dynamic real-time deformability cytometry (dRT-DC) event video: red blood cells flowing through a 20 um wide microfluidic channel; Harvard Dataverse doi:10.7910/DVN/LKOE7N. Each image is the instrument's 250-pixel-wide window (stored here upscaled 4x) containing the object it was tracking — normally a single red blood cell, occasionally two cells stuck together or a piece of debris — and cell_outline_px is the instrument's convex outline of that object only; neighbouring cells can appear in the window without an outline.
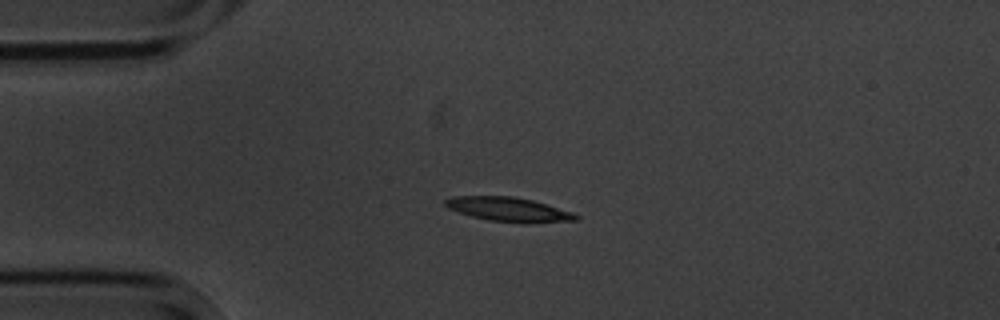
{"species": "common noctule bat (a hibernating species)", "species_latin": "Nyctalus noctula", "temperature_condition": "cold", "stored_images_in_passage": 6, "camera_frame_rate_fps": 3000, "um_per_image_px": 0.085, "animal": {"sex": "male", "body_mass_g": 20.1, "forearm_length_mm": 53.5}, "frame": {"image": 1, "passage_image": 3, "time_ms": 3.333, "image_size_px": [1000, 320], "cell_outline_px": [[580, 220], [488, 220], [472, 216], [448, 208], [444, 204], [444, 200], [452, 196], [512, 196], [532, 200], [572, 212], [580, 216]], "centroid_in_image_um": [43.12, 17.73], "position_along_channel_um": 41.9, "area_um2": 17.22}}
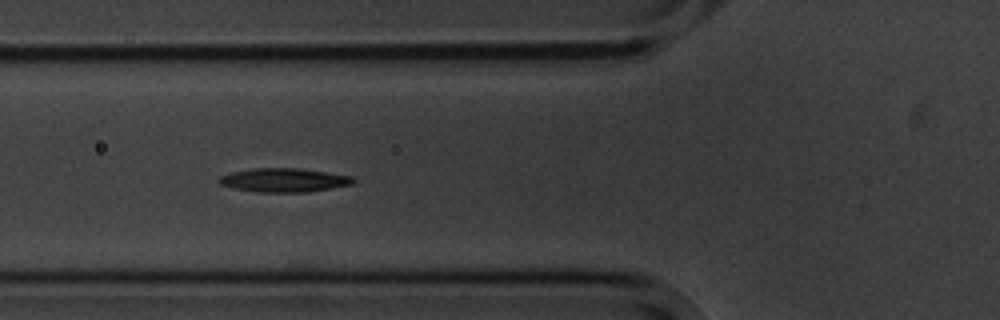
{"frame": {"image": 2, "passage_image": 5, "time_ms": 5.667, "image_size_px": [1000, 320], "cell_outline_px": [[356, 180], [352, 184], [308, 192], [256, 192], [232, 188], [220, 184], [216, 180], [220, 176], [232, 172], [252, 168], [300, 168], [352, 176]], "centroid_in_image_um": [24.1, 15.31], "position_along_channel_um": 101.7, "area_um2": 18.67}}
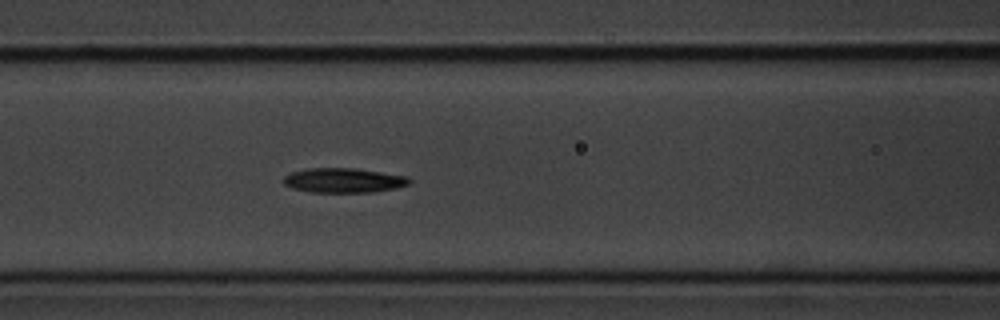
{"frame": {"image": 3, "passage_image": 6, "time_ms": 6.667, "image_size_px": [1000, 320], "cell_outline_px": [[412, 180], [408, 184], [396, 188], [372, 192], [312, 192], [292, 188], [284, 184], [284, 176], [292, 172], [304, 168], [352, 168], [408, 176]], "centroid_in_image_um": [29.2, 15.33], "position_along_channel_um": 137.4, "area_um2": 17.98}}